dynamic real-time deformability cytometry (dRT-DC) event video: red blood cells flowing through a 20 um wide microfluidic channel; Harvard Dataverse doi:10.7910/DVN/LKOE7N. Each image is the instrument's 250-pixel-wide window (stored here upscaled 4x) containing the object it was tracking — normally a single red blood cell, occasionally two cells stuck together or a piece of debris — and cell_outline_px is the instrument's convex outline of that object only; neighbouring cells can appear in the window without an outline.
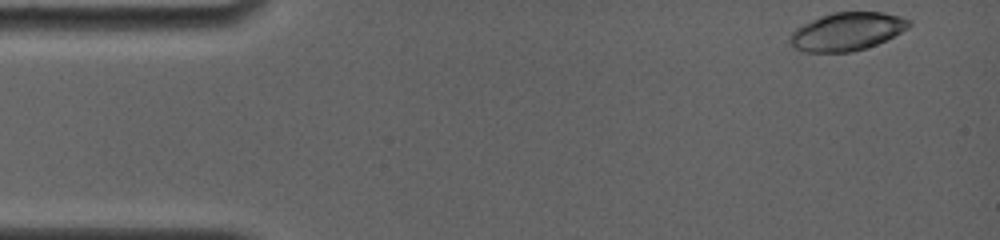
{"species": "common noctule bat (a hibernating species)", "species_latin": "Nyctalus noctula", "temperature_condition": "room temperature", "stored_images_in_passage": 9, "camera_frame_rate_fps": 4000, "um_per_image_px": 0.085, "animal": {"sex": "female", "body_mass_g": 19.0, "forearm_length_mm": 56.7}, "frame": {"image": 1, "passage_image": 1, "time_ms": 0.0, "image_size_px": [1000, 240], "cell_outline_px": [[912, 24], [908, 28], [876, 44], [852, 52], [804, 52], [792, 48], [788, 40], [788, 36], [796, 28], [812, 20], [832, 12], [884, 12], [900, 16], [912, 20]], "centroid_in_image_um": [71.96, 2.68], "position_along_channel_um": 13.0, "area_um2": 26.41}}
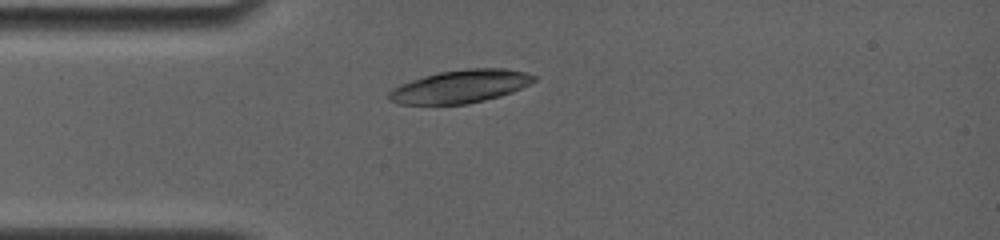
{"frame": {"image": 2, "passage_image": 8, "time_ms": 3.25, "image_size_px": [1000, 240], "cell_outline_px": [[536, 80], [512, 92], [500, 96], [468, 104], [396, 104], [388, 100], [388, 92], [392, 88], [400, 84], [424, 76], [440, 72], [468, 68], [504, 68], [524, 72], [536, 76]], "centroid_in_image_um": [39.1, 7.35], "position_along_channel_um": 45.9, "area_um2": 27.8}}